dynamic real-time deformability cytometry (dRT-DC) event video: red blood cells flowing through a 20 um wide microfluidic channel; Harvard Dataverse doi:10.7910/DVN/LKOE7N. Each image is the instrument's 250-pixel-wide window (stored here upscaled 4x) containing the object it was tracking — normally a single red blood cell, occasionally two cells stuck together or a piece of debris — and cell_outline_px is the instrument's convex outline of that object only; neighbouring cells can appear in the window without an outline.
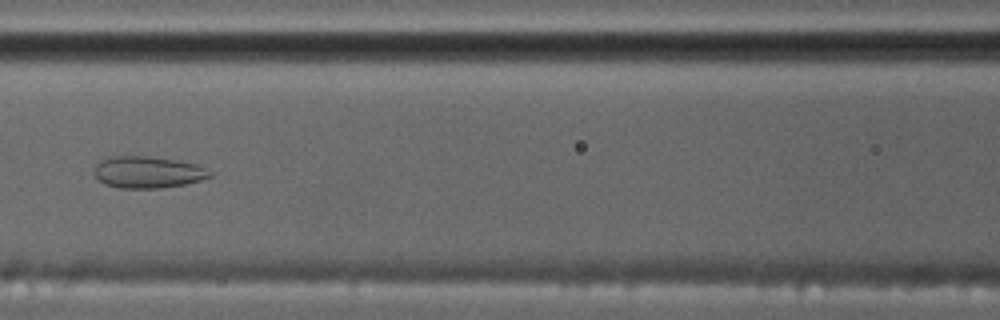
{"species": "common noctule bat (a hibernating species)", "species_latin": "Nyctalus noctula", "temperature_condition": "cold", "stored_images_in_passage": 9, "camera_frame_rate_fps": 3000, "um_per_image_px": 0.085, "animal": {"sex": "male", "body_mass_g": 17.5, "forearm_length_mm": 52.3}, "frame": {"image": 1, "passage_image": 8, "time_ms": 8.333, "image_size_px": [1000, 320], "cell_outline_px": [[212, 176], [200, 180], [184, 184], [156, 188], [120, 188], [104, 184], [96, 176], [96, 164], [100, 160], [108, 156], [148, 156], [176, 160], [196, 164], [212, 172]], "centroid_in_image_um": [12.55, 14.63], "position_along_channel_um": 154.0, "area_um2": 21.21}}